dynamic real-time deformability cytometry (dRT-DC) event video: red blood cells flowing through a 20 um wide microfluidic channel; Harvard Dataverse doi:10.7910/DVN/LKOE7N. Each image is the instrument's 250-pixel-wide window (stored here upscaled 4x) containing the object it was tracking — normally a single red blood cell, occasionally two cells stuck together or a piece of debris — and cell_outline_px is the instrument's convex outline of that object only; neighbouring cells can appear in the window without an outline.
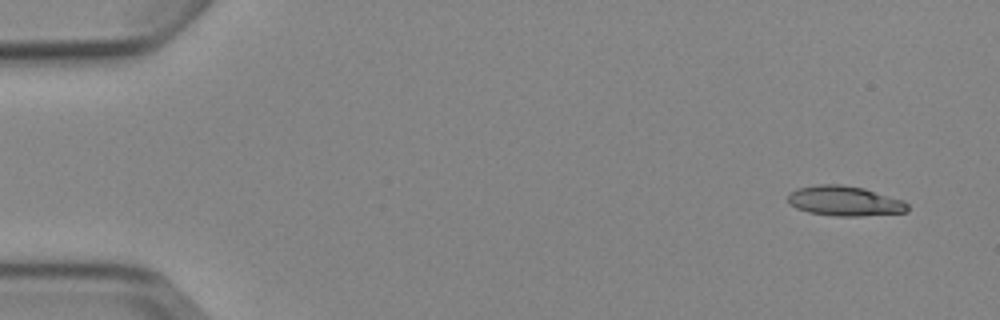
{"species": "Egyptian fruit bat (a non-hibernating species)", "species_latin": "Rousettus aegyptiacus", "temperature_condition": "cold", "stored_images_in_passage": 7, "camera_frame_rate_fps": 3000, "um_per_image_px": 0.085, "animal": {"sex": "female"}, "frame": {"image": 1, "passage_image": 1, "time_ms": 0.0, "image_size_px": [1000, 320], "cell_outline_px": [[908, 212], [860, 216], [836, 216], [808, 212], [796, 208], [788, 200], [788, 196], [796, 188], [816, 184], [840, 184], [864, 188], [904, 200], [908, 204]], "centroid_in_image_um": [71.82, 17.08], "position_along_channel_um": 13.2, "area_um2": 20.92}}
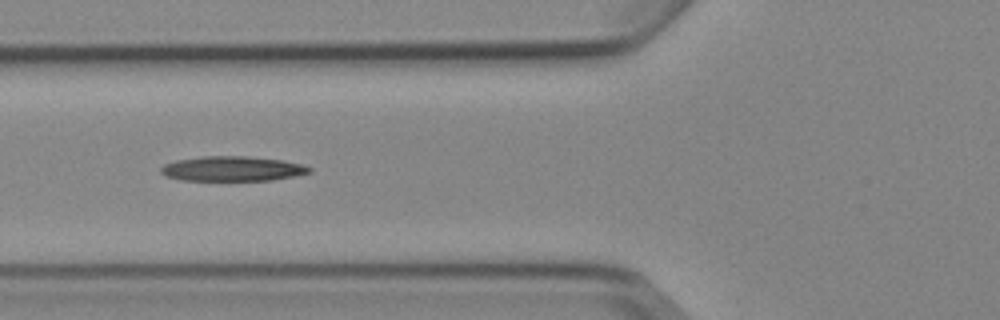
{"frame": {"image": 2, "passage_image": 6, "time_ms": 5.667, "image_size_px": [1000, 320], "cell_outline_px": [[312, 172], [272, 180], [180, 180], [164, 176], [160, 172], [160, 168], [164, 164], [176, 160], [204, 156], [244, 156], [284, 160], [304, 164], [312, 168]], "centroid_in_image_um": [19.74, 14.34], "position_along_channel_um": 106.1, "area_um2": 21.56}}
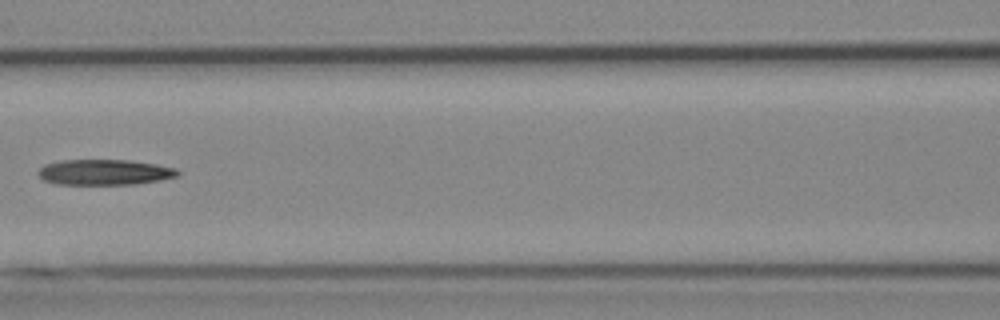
{"frame": {"image": 3, "passage_image": 7, "time_ms": 7.0, "image_size_px": [1000, 320], "cell_outline_px": [[180, 172], [176, 176], [160, 180], [136, 184], [56, 184], [44, 180], [36, 172], [44, 164], [60, 160], [128, 160], [156, 164], [176, 168]], "centroid_in_image_um": [8.86, 14.63], "position_along_channel_um": 157.7, "area_um2": 20.75}}